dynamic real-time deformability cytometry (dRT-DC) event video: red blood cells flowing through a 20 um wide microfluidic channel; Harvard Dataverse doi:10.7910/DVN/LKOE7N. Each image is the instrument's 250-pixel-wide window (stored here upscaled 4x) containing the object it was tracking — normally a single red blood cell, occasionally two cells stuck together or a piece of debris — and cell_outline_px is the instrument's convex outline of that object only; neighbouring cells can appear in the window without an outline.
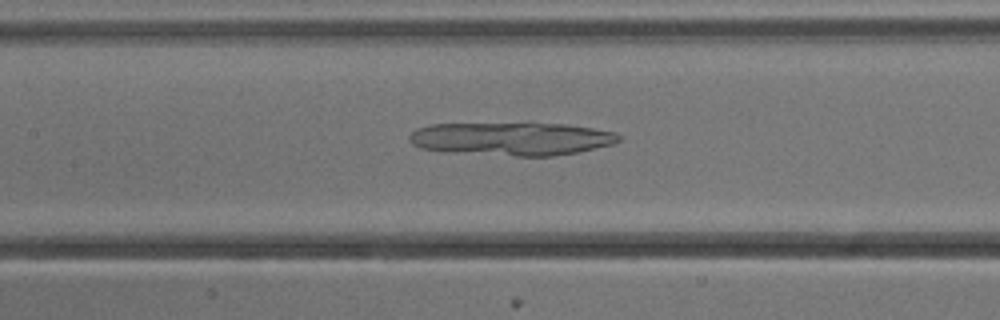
{"species": "common noctule bat (a hibernating species)", "species_latin": "Nyctalus noctula", "temperature_condition": "cold", "stored_images_in_passage": 53, "camera_frame_rate_fps": 3000, "um_per_image_px": 0.085, "animal": {"sex": "male", "body_mass_g": 13.3}, "frame": {"image": 1, "passage_image": 24, "time_ms": 7.667, "image_size_px": [1000, 320], "cell_outline_px": [[620, 140], [612, 144], [576, 152], [552, 156], [516, 156], [420, 148], [412, 144], [408, 140], [408, 136], [416, 128], [432, 124], [568, 124], [616, 132], [620, 136]], "centroid_in_image_um": [43.51, 11.79], "position_along_channel_um": 163.9, "area_um2": 39.65}}
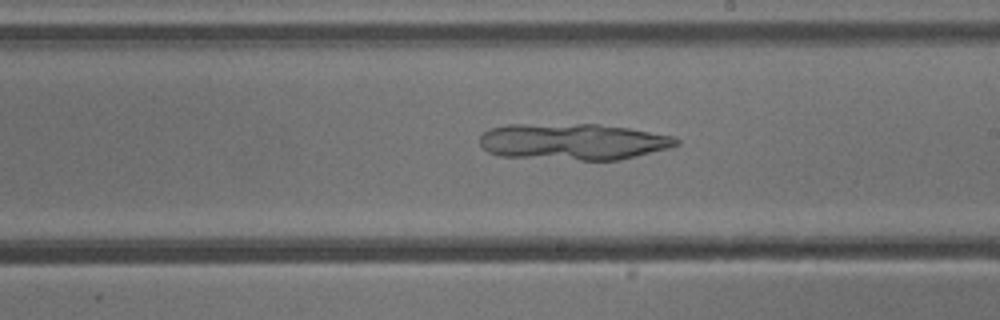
{"frame": {"image": 2, "passage_image": 30, "time_ms": 9.667, "image_size_px": [1000, 320], "cell_outline_px": [[680, 144], [672, 148], [620, 160], [580, 160], [500, 156], [488, 152], [480, 144], [480, 136], [488, 128], [508, 124], [600, 124], [628, 128], [676, 136], [680, 140]], "centroid_in_image_um": [48.76, 12.04], "position_along_channel_um": 240.2, "area_um2": 42.25}}
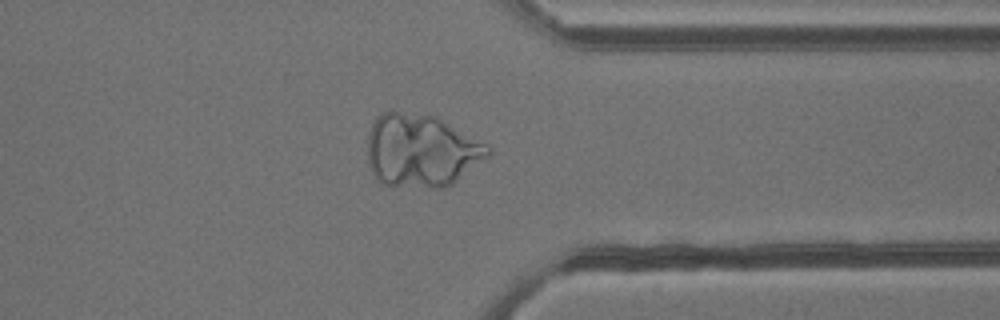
{"frame": {"image": 3, "passage_image": 41, "time_ms": 13.333, "image_size_px": [1000, 320], "cell_outline_px": [[492, 152], [488, 156], [452, 184], [444, 188], [432, 188], [380, 184], [372, 172], [368, 160], [368, 132], [376, 116], [380, 112], [392, 108], [436, 116], [488, 144], [492, 148]], "centroid_in_image_um": [35.78, 12.76], "position_along_channel_um": 375.6, "area_um2": 52.02}}